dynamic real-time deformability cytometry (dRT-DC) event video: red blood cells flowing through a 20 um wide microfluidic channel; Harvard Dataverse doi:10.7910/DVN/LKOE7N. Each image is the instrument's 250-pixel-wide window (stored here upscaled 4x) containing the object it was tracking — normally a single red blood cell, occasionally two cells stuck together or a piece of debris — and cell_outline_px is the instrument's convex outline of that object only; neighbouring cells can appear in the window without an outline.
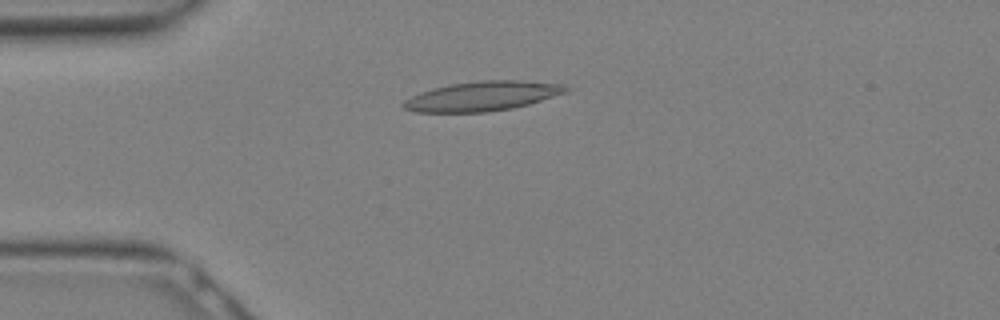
{"species": "Egyptian fruit bat (a non-hibernating species)", "species_latin": "Rousettus aegyptiacus", "temperature_condition": "warm", "stored_images_in_passage": 9, "camera_frame_rate_fps": 3000, "um_per_image_px": 0.085, "animal": {"sex": "female"}, "frame": {"image": 1, "passage_image": 4, "time_ms": 1.0, "image_size_px": [1000, 320], "cell_outline_px": [[572, 88], [568, 92], [528, 104], [512, 108], [488, 112], [416, 112], [404, 108], [404, 100], [420, 92], [432, 88], [452, 84], [480, 80], [516, 80], [564, 84]], "centroid_in_image_um": [41.04, 8.16], "position_along_channel_um": 44.0, "area_um2": 27.92}}
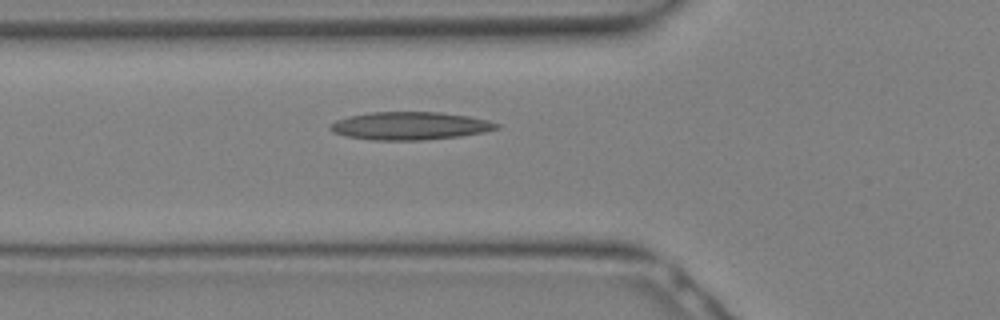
{"frame": {"image": 2, "passage_image": 7, "time_ms": 2.0, "image_size_px": [1000, 320], "cell_outline_px": [[500, 128], [484, 132], [460, 136], [424, 140], [372, 140], [344, 136], [332, 132], [328, 128], [328, 124], [336, 120], [352, 116], [372, 112], [440, 112], [468, 116], [488, 120], [500, 124]], "centroid_in_image_um": [34.84, 10.7], "position_along_channel_um": 91.0, "area_um2": 27.17}}
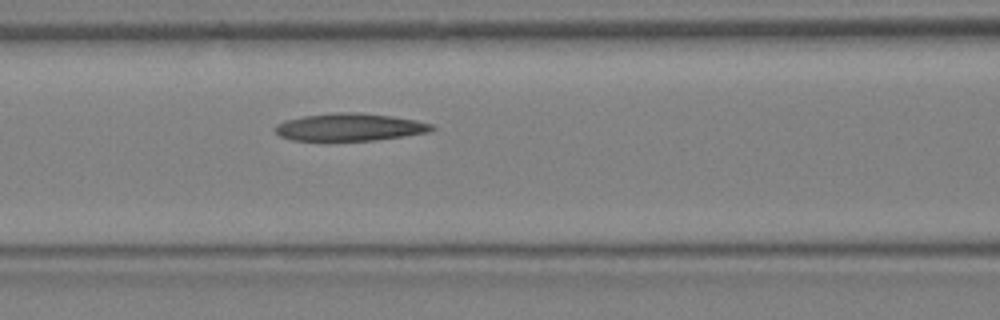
{"frame": {"image": 3, "passage_image": 9, "time_ms": 2.667, "image_size_px": [1000, 320], "cell_outline_px": [[436, 128], [428, 132], [404, 136], [376, 140], [292, 140], [280, 136], [276, 132], [276, 124], [288, 120], [304, 116], [332, 112], [360, 112], [392, 116], [416, 120], [432, 124]], "centroid_in_image_um": [29.76, 10.8], "position_along_channel_um": 136.8, "area_um2": 24.97}}